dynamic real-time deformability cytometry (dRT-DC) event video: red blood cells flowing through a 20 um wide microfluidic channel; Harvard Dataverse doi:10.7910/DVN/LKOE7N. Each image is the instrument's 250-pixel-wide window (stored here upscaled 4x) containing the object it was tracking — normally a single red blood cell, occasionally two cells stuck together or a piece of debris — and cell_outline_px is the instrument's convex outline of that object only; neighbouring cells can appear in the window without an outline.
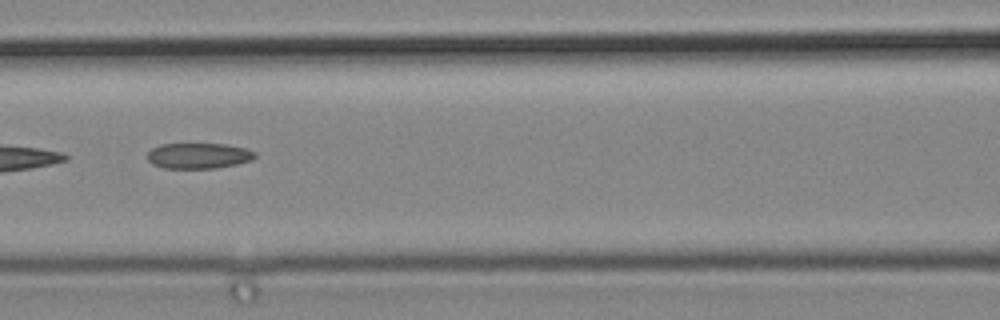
{"species": "common noctule bat (a hibernating species)", "species_latin": "Nyctalus noctula", "temperature_condition": "cold", "stored_images_in_passage": 8, "camera_frame_rate_fps": 3000, "um_per_image_px": 0.085, "animal": {"sex": "male", "body_mass_g": 19.2, "forearm_length_mm": 51.8}, "frame": {"image": 1, "passage_image": 7, "time_ms": 2.0, "image_size_px": [1000, 320], "cell_outline_px": [[256, 156], [252, 160], [236, 164], [216, 168], [164, 168], [152, 164], [148, 160], [148, 152], [152, 148], [160, 144], [228, 144], [248, 148], [256, 152]], "centroid_in_image_um": [16.91, 13.23], "position_along_channel_um": 149.7, "area_um2": 16.18}}
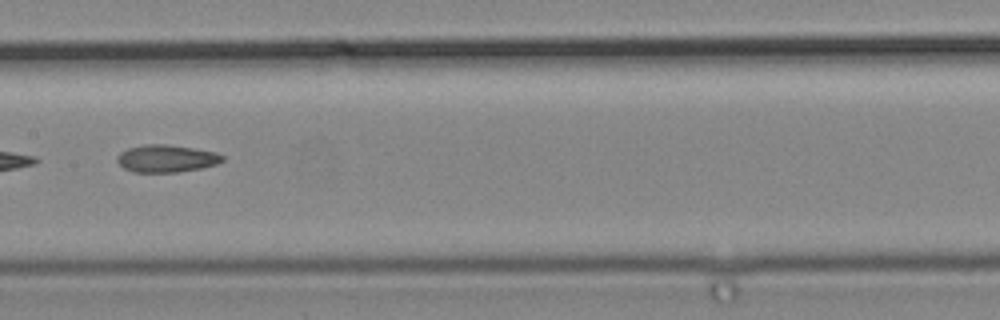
{"frame": {"image": 2, "passage_image": 8, "time_ms": 2.333, "image_size_px": [1000, 320], "cell_outline_px": [[224, 160], [216, 164], [200, 168], [180, 172], [132, 172], [124, 168], [116, 160], [116, 156], [120, 152], [128, 148], [144, 144], [164, 144], [192, 148], [216, 152], [224, 156]], "centroid_in_image_um": [14.12, 13.47], "position_along_channel_um": 193.3, "area_um2": 16.82}}